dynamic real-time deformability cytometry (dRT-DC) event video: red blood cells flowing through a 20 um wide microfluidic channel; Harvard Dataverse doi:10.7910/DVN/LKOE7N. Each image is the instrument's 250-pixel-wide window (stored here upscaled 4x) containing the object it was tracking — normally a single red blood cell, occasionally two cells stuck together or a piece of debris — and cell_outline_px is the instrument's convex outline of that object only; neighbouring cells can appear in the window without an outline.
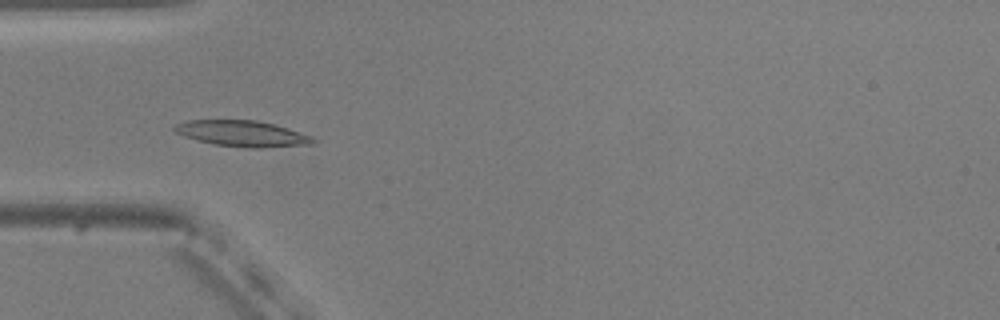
{"species": "common noctule bat (a hibernating species)", "species_latin": "Nyctalus noctula", "temperature_condition": "warm", "stored_images_in_passage": 54, "camera_frame_rate_fps": 3000, "um_per_image_px": 0.085, "animal": {"sex": "male", "body_mass_g": 20.5, "forearm_length_mm": 52.5}, "frame": {"image": 1, "passage_image": 17, "time_ms": 5.333, "image_size_px": [1000, 320], "cell_outline_px": [[320, 140], [316, 144], [260, 148], [252, 148], [216, 144], [196, 140], [184, 136], [176, 132], [172, 128], [176, 124], [188, 120], [256, 120], [288, 128], [312, 136]], "centroid_in_image_um": [20.66, 11.36], "position_along_channel_um": 64.3, "area_um2": 20.98}}
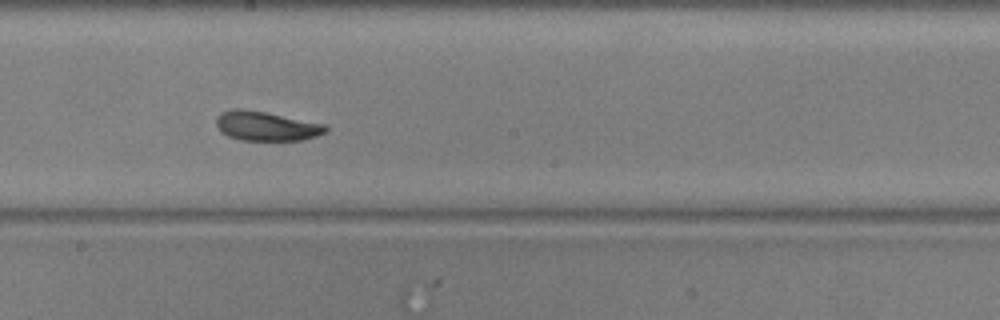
{"frame": {"image": 2, "passage_image": 30, "time_ms": 9.667, "image_size_px": [1000, 320], "cell_outline_px": [[328, 132], [304, 140], [240, 140], [228, 136], [220, 132], [216, 124], [216, 116], [220, 112], [232, 108], [240, 108], [264, 112], [328, 124]], "centroid_in_image_um": [22.64, 10.71], "position_along_channel_um": 225.6, "area_um2": 19.02}}
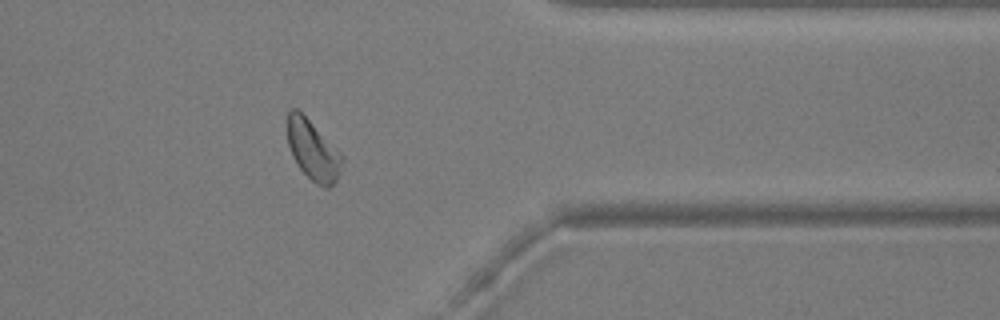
{"frame": {"image": 3, "passage_image": 44, "time_ms": 14.333, "image_size_px": [1000, 320], "cell_outline_px": [[344, 168], [336, 180], [328, 188], [324, 188], [316, 184], [300, 168], [292, 156], [288, 144], [288, 112], [292, 108], [296, 108], [344, 156]], "centroid_in_image_um": [26.64, 12.82], "position_along_channel_um": 384.8, "area_um2": 18.84}, "authors_computed_cell_mechanics": {"area_um2": 19.7098, "velocity_mm_per_s": 3.7065, "shape_relaxation_time_tau1_ms": 3.078, "shape_relaxation_time_tau2_ms": 2.8448, "deformation_change_tau1": 0.1256, "deformation_change_tau2": 0.0772}}